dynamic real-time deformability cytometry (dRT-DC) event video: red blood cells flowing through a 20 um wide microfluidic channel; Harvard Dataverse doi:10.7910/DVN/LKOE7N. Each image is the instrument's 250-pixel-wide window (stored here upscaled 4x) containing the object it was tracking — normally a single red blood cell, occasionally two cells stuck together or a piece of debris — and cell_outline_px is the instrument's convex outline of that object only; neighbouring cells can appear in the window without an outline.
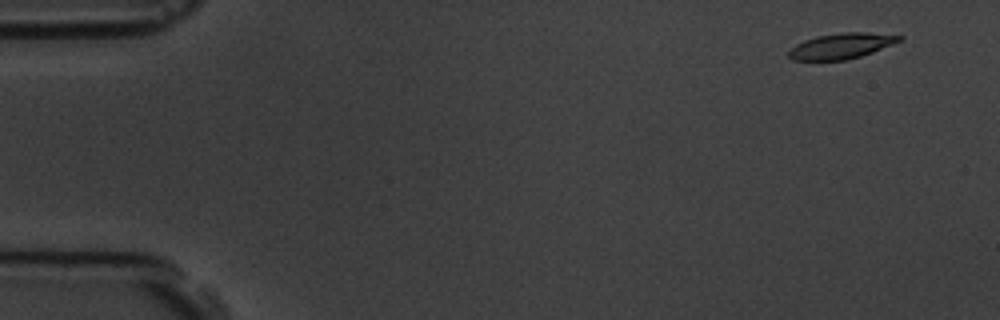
{"species": "common noctule bat (a hibernating species)", "species_latin": "Nyctalus noctula", "temperature_condition": "room temperature", "stored_images_in_passage": 3, "camera_frame_rate_fps": 3000, "um_per_image_px": 0.085, "animal": {"sex": "male", "body_mass_g": 19.5, "forearm_length_mm": 54.6}, "frame": {"image": 1, "passage_image": 1, "time_ms": 0.0, "image_size_px": [1000, 320], "cell_outline_px": [[904, 40], [872, 52], [860, 56], [844, 60], [792, 60], [788, 56], [788, 52], [796, 44], [804, 40], [816, 36], [844, 32], [868, 32], [904, 36]], "centroid_in_image_um": [71.54, 3.9], "position_along_channel_um": 13.5, "area_um2": 16.47}}